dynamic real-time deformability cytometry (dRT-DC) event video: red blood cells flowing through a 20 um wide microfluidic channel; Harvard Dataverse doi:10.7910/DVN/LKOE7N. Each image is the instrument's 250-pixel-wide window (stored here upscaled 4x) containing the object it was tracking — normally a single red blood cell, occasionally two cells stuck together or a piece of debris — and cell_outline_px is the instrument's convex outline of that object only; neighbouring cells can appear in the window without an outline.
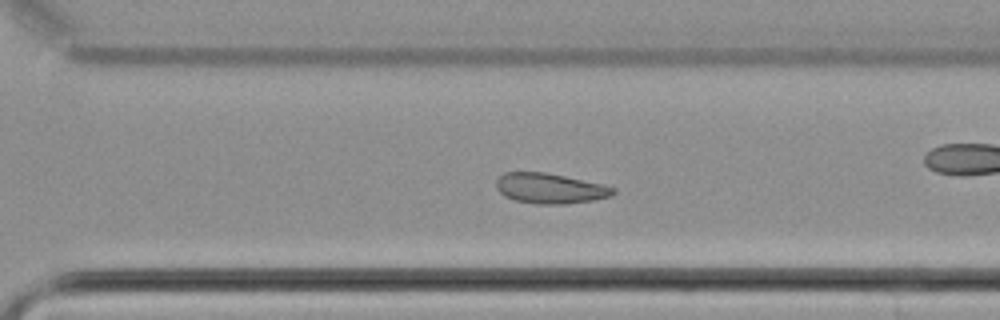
{"species": "common noctule bat (a hibernating species)", "species_latin": "Nyctalus noctula", "temperature_condition": "cold", "stored_images_in_passage": 38, "camera_frame_rate_fps": 3000, "um_per_image_px": 0.085, "animal": {"sex": "female", "body_mass_g": 22.7, "forearm_length_mm": 54.2}, "frame": {"image": 1, "passage_image": 22, "time_ms": 7.0, "image_size_px": [1000, 320], "cell_outline_px": [[616, 192], [608, 196], [592, 200], [564, 204], [536, 204], [516, 200], [504, 196], [496, 188], [496, 180], [504, 172], [544, 172], [564, 176], [600, 184], [616, 188]], "centroid_in_image_um": [46.7, 16.01], "position_along_channel_um": 323.9, "area_um2": 20.35}}